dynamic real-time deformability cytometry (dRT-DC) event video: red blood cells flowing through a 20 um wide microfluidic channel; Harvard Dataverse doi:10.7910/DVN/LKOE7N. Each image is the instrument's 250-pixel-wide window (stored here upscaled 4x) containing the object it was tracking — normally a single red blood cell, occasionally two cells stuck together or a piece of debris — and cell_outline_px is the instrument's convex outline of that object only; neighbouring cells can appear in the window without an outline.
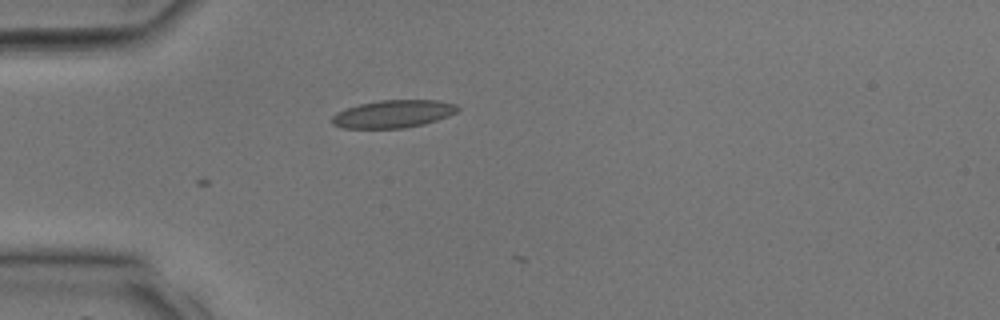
{"species": "common noctule bat (a hibernating species)", "species_latin": "Nyctalus noctula", "temperature_condition": "room temperature", "stored_images_in_passage": 3, "camera_frame_rate_fps": 3000, "um_per_image_px": 0.085, "animal": {"sex": "male", "body_mass_g": 17.9, "forearm_length_mm": 54.2}, "frame": {"image": 1, "passage_image": 3, "time_ms": 0.667, "image_size_px": [1000, 320], "cell_outline_px": [[460, 108], [456, 112], [448, 116], [424, 124], [404, 128], [344, 128], [332, 124], [328, 120], [336, 112], [360, 104], [380, 100], [440, 100], [456, 104]], "centroid_in_image_um": [33.41, 9.68], "position_along_channel_um": 51.6, "area_um2": 20.35}}